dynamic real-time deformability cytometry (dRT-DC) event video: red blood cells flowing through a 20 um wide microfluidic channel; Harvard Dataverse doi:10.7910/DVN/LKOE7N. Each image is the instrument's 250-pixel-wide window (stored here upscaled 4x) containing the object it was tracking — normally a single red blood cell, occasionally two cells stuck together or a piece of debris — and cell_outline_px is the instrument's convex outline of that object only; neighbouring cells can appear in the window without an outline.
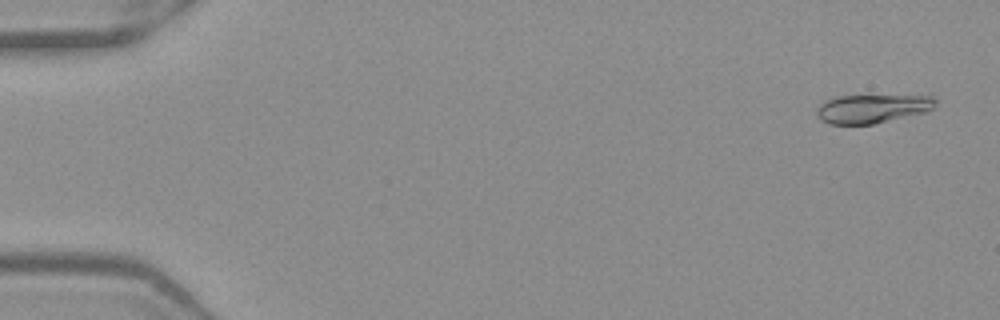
{"species": "Egyptian fruit bat (a non-hibernating species)", "species_latin": "Rousettus aegyptiacus", "temperature_condition": "warm", "stored_images_in_passage": 9, "camera_frame_rate_fps": 3000, "um_per_image_px": 0.085, "frame": {"image": 1, "passage_image": 3, "time_ms": 0.667, "image_size_px": [1000, 320], "cell_outline_px": [[936, 104], [932, 108], [924, 112], [872, 124], [828, 124], [820, 120], [816, 112], [816, 108], [824, 100], [836, 96], [932, 96], [936, 100]], "centroid_in_image_um": [74.07, 9.23], "position_along_channel_um": 10.9, "area_um2": 19.65}}